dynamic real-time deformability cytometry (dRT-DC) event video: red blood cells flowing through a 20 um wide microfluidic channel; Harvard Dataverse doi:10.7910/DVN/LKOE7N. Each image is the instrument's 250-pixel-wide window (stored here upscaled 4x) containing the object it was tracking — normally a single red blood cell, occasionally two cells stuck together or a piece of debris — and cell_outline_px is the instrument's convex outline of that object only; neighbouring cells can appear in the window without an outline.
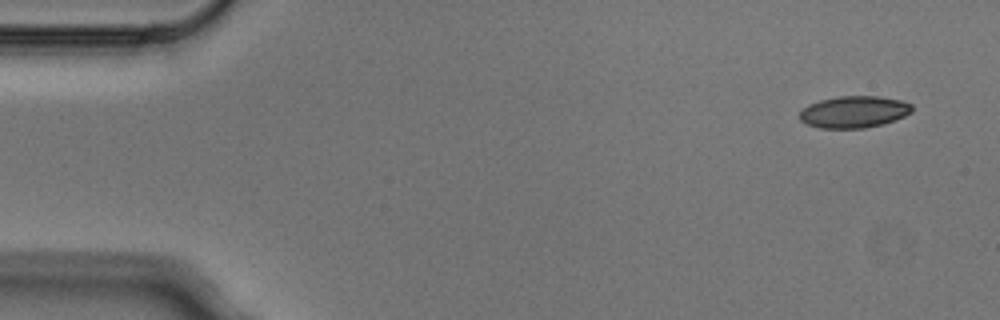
{"species": "Egyptian fruit bat (a non-hibernating species)", "species_latin": "Rousettus aegyptiacus", "temperature_condition": "cold", "stored_images_in_passage": 4, "camera_frame_rate_fps": 3000, "um_per_image_px": 0.085, "animal": {"sex": "male"}, "frame": {"image": 1, "passage_image": 1, "time_ms": 0.0, "image_size_px": [1000, 320], "cell_outline_px": [[912, 112], [896, 120], [884, 124], [864, 128], [820, 128], [808, 124], [800, 120], [800, 112], [808, 104], [820, 100], [840, 96], [880, 96], [900, 100], [912, 104]], "centroid_in_image_um": [72.61, 9.51], "position_along_channel_um": 12.4, "area_um2": 20.87}}
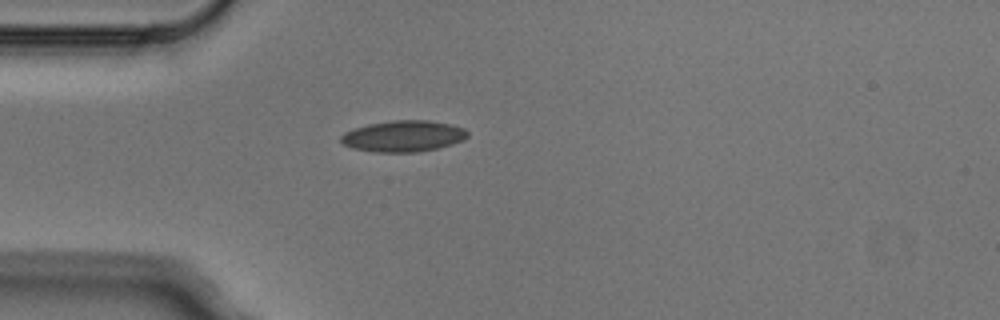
{"frame": {"image": 2, "passage_image": 4, "time_ms": 1.0, "image_size_px": [1000, 320], "cell_outline_px": [[468, 136], [464, 140], [452, 144], [420, 152], [372, 152], [352, 148], [344, 144], [340, 140], [340, 136], [344, 132], [352, 128], [368, 124], [392, 120], [428, 120], [452, 124], [464, 128], [468, 132]], "centroid_in_image_um": [34.27, 11.57], "position_along_channel_um": 50.7, "area_um2": 23.29}}